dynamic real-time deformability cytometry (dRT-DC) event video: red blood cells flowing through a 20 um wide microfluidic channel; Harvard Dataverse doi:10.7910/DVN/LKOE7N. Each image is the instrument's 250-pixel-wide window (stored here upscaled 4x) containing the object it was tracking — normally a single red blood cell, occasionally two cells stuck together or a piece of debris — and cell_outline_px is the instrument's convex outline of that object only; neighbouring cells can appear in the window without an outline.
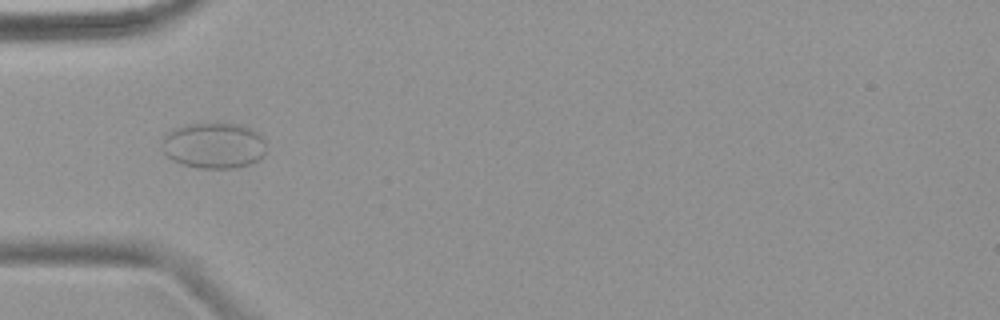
{"species": "common noctule bat (a hibernating species)", "species_latin": "Nyctalus noctula", "temperature_condition": "warm", "stored_images_in_passage": 5, "camera_frame_rate_fps": 3000, "um_per_image_px": 0.085, "animal": {"sex": "female", "body_mass_g": 18.4}, "frame": {"image": 1, "passage_image": 4, "time_ms": 3.667, "image_size_px": [1000, 320], "cell_outline_px": [[264, 156], [252, 164], [232, 168], [196, 168], [172, 160], [164, 152], [160, 144], [160, 140], [172, 128], [188, 124], [216, 120], [240, 124], [256, 132], [264, 140]], "centroid_in_image_um": [18.14, 12.33], "position_along_channel_um": 66.9, "area_um2": 28.61}}
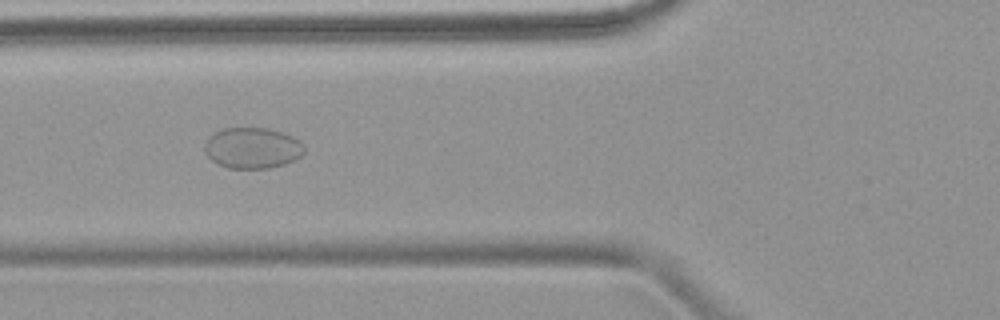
{"frame": {"image": 2, "passage_image": 5, "time_ms": 4.667, "image_size_px": [1000, 320], "cell_outline_px": [[304, 152], [300, 156], [284, 164], [268, 168], [228, 168], [212, 160], [208, 156], [204, 148], [204, 144], [208, 136], [224, 128], [268, 128], [292, 136], [300, 140], [304, 144]], "centroid_in_image_um": [21.45, 12.57], "position_along_channel_um": 104.3, "area_um2": 23.64}}